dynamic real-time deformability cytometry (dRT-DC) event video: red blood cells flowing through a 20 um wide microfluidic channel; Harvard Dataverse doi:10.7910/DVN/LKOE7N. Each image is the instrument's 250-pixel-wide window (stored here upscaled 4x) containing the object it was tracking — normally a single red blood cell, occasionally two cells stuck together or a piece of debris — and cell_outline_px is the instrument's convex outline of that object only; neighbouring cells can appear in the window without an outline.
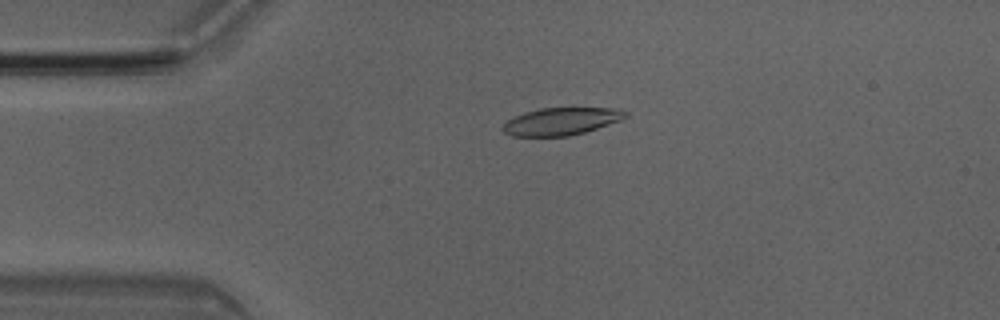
{"species": "Egyptian fruit bat (a non-hibernating species)", "species_latin": "Rousettus aegyptiacus", "temperature_condition": "room temperature", "stored_images_in_passage": 7, "camera_frame_rate_fps": 3000, "um_per_image_px": 0.085, "animal": {"sex": "male"}, "frame": {"image": 1, "passage_image": 3, "time_ms": 0.667, "image_size_px": [1000, 320], "cell_outline_px": [[628, 116], [620, 120], [584, 132], [568, 136], [512, 136], [504, 132], [504, 124], [508, 120], [524, 112], [540, 108], [620, 108], [628, 112]], "centroid_in_image_um": [47.73, 10.3], "position_along_channel_um": 37.3, "area_um2": 19.42}}